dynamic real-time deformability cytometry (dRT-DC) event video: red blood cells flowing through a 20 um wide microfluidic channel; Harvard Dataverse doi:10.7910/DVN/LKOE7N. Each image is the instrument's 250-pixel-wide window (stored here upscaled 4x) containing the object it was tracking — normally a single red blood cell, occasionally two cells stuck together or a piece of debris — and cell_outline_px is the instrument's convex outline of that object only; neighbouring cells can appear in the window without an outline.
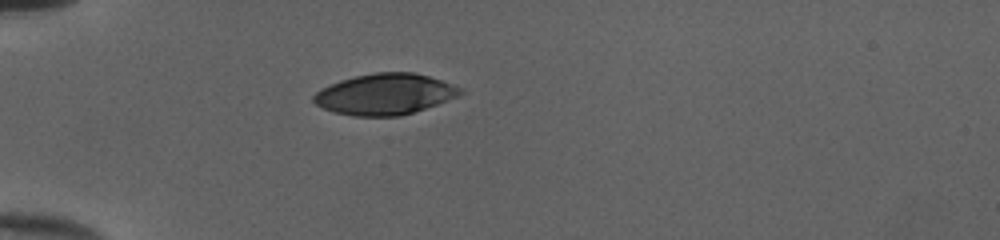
{"species": "human", "species_latin": "Homo sapiens", "temperature_condition": "cold", "stored_images_in_passage": 36, "camera_frame_rate_fps": 3000, "um_per_image_px": 0.085, "donor": {"sex": "female"}, "frame": {"image": 1, "passage_image": 1, "time_ms": 0.0, "image_size_px": [1000, 240], "cell_outline_px": [[464, 92], [460, 96], [400, 116], [352, 116], [332, 112], [316, 104], [312, 100], [312, 96], [320, 88], [340, 80], [356, 76], [376, 72], [412, 72], [428, 76], [464, 88]], "centroid_in_image_um": [32.7, 8.0], "position_along_channel_um": 52.3, "area_um2": 35.03}}
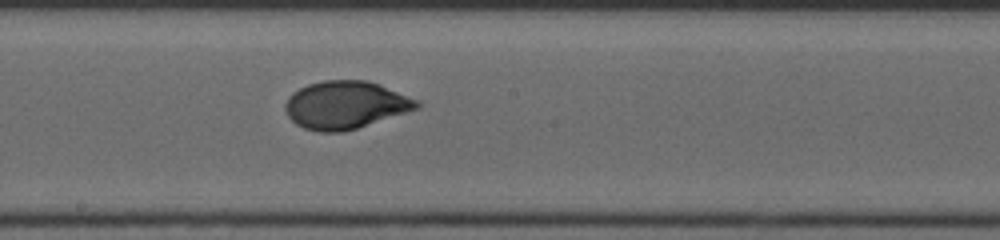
{"frame": {"image": 2, "passage_image": 15, "time_ms": 4.667, "image_size_px": [1000, 240], "cell_outline_px": [[420, 108], [356, 128], [340, 132], [320, 132], [304, 128], [296, 124], [288, 116], [284, 108], [284, 104], [288, 96], [292, 92], [308, 84], [324, 80], [368, 80], [380, 84], [420, 100]], "centroid_in_image_um": [29.37, 8.91], "position_along_channel_um": 218.8, "area_um2": 36.76}}
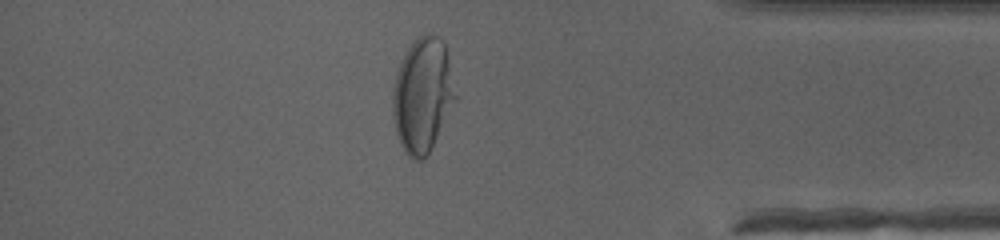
{"frame": {"image": 3, "passage_image": 30, "time_ms": 9.667, "image_size_px": [1000, 240], "cell_outline_px": [[456, 100], [428, 152], [420, 160], [416, 160], [408, 156], [404, 152], [400, 144], [396, 132], [392, 116], [392, 92], [396, 72], [412, 40], [416, 36], [428, 32], [440, 36], [444, 44], [448, 60], [456, 96]], "centroid_in_image_um": [35.88, 8.05], "position_along_channel_um": 399.3, "area_um2": 41.56}, "authors_computed_cell_mechanics": {"area_um2": 36.6741, "velocity_mm_per_s": 4.0344, "shape_relaxation_time_tau1_ms": 4.8194, "shape_relaxation_time_tau2_ms": null, "deformation_change_tau1": 0.2352, "deformation_change_tau2": null}}